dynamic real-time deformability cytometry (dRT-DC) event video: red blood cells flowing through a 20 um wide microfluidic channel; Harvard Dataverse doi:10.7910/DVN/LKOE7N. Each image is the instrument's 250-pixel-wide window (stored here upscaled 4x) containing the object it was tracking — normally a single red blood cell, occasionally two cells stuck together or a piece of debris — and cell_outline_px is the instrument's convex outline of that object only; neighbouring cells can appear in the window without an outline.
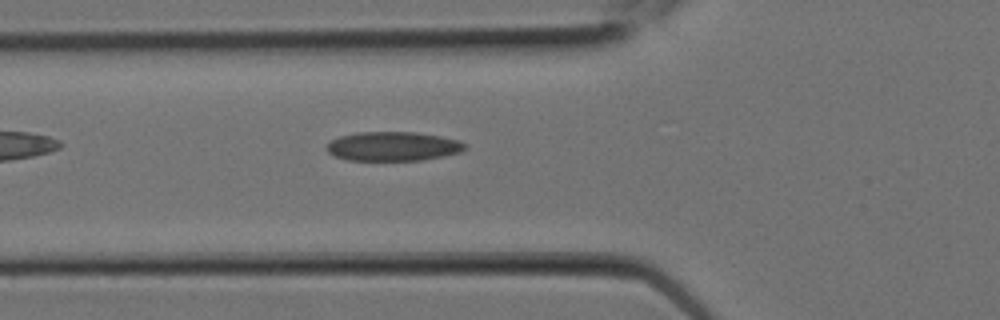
{"species": "Egyptian fruit bat (a non-hibernating species)", "species_latin": "Rousettus aegyptiacus", "temperature_condition": "room temperature", "stored_images_in_passage": 3, "camera_frame_rate_fps": 3000, "um_per_image_px": 0.085, "animal": {"sex": "female"}, "frame": {"image": 1, "passage_image": 3, "time_ms": 0.667, "image_size_px": [1000, 320], "cell_outline_px": [[468, 148], [460, 152], [444, 156], [420, 160], [348, 160], [336, 156], [328, 152], [328, 144], [332, 140], [340, 136], [356, 132], [416, 132], [440, 136], [456, 140], [468, 144]], "centroid_in_image_um": [33.45, 12.43], "position_along_channel_um": 92.4, "area_um2": 23.41}}